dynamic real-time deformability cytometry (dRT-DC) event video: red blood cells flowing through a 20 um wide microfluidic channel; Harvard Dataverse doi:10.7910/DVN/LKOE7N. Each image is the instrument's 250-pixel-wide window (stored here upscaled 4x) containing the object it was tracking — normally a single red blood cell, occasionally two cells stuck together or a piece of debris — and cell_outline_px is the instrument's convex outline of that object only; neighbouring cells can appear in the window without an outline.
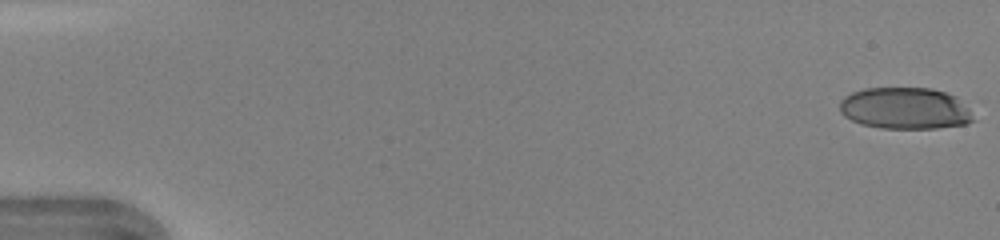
{"species": "human", "species_latin": "Homo sapiens", "temperature_condition": "warm", "stored_images_in_passage": 47, "camera_frame_rate_fps": 3000, "um_per_image_px": 0.085, "donor": {"sex": "female"}, "frame": {"image": 1, "passage_image": 1, "time_ms": 0.0, "image_size_px": [1000, 240], "cell_outline_px": [[976, 120], [968, 124], [936, 128], [880, 128], [860, 124], [844, 116], [840, 112], [840, 100], [844, 96], [852, 92], [864, 88], [932, 88], [956, 96], [968, 108]], "centroid_in_image_um": [76.93, 9.21], "position_along_channel_um": 8.1, "area_um2": 32.66}}
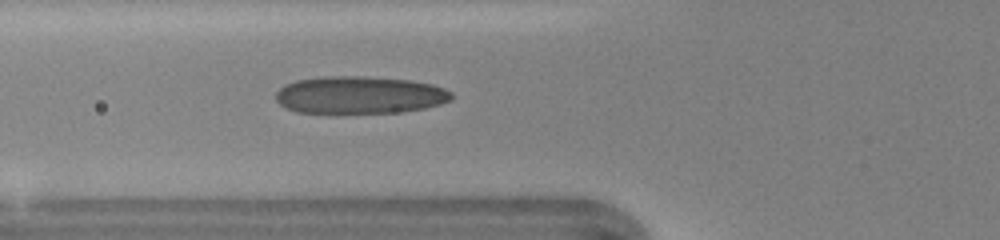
{"frame": {"image": 2, "passage_image": 18, "time_ms": 5.667, "image_size_px": [1000, 240], "cell_outline_px": [[452, 100], [440, 104], [424, 108], [400, 112], [296, 112], [280, 104], [276, 100], [276, 92], [284, 84], [296, 80], [324, 76], [364, 76], [408, 80], [432, 84], [444, 88], [452, 92]], "centroid_in_image_um": [30.57, 8.06], "position_along_channel_um": 95.2, "area_um2": 38.15}}
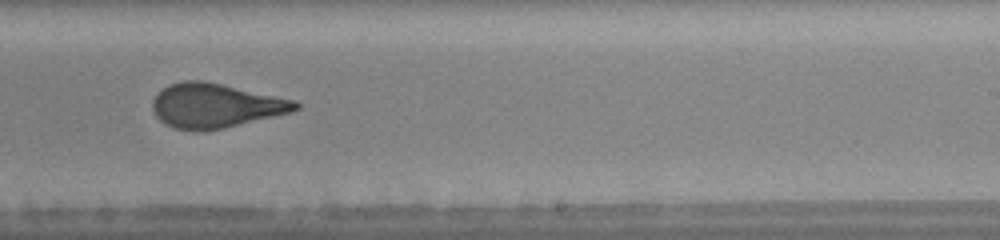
{"frame": {"image": 3, "passage_image": 30, "time_ms": 9.667, "image_size_px": [1000, 240], "cell_outline_px": [[300, 108], [292, 112], [224, 128], [204, 132], [196, 132], [172, 128], [164, 124], [156, 116], [152, 108], [152, 100], [168, 84], [184, 80], [204, 80], [296, 100], [300, 104]], "centroid_in_image_um": [18.31, 8.99], "position_along_channel_um": 270.7, "area_um2": 37.28}, "authors_computed_cell_mechanics": {"area_um2": 36.5296, "velocity_mm_per_s": 4.378, "shape_relaxation_time_tau1_ms": 6.9025, "shape_relaxation_time_tau2_ms": 0.9353, "deformation_change_tau1": 0.2463, "deformation_change_tau2": 0.0986}}